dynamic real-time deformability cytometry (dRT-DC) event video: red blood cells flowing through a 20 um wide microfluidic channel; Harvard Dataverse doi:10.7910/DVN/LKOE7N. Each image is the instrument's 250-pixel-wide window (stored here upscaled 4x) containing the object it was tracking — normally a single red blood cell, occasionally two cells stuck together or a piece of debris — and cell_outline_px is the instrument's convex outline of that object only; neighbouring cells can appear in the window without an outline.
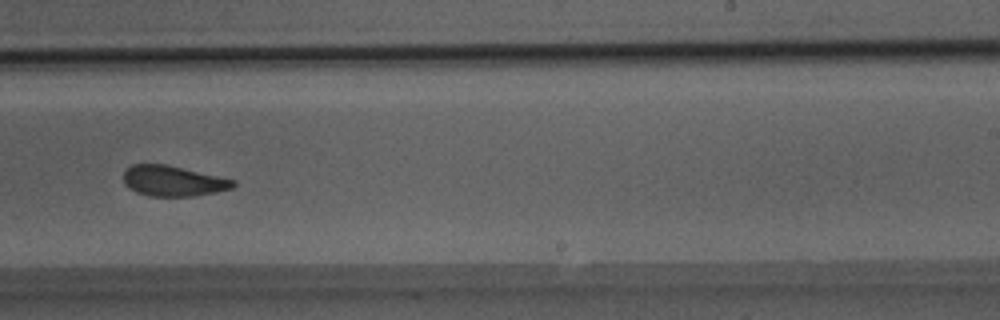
{"species": "Egyptian fruit bat (a non-hibernating species)", "species_latin": "Rousettus aegyptiacus", "temperature_condition": "room temperature", "stored_images_in_passage": 37, "camera_frame_rate_fps": 3000, "um_per_image_px": 0.085, "animal": {"sex": "male"}, "frame": {"image": 1, "passage_image": 18, "time_ms": 5.667, "image_size_px": [1000, 320], "cell_outline_px": [[236, 184], [232, 188], [216, 192], [192, 196], [148, 196], [136, 192], [128, 188], [124, 184], [124, 168], [132, 164], [168, 164], [236, 180]], "centroid_in_image_um": [14.69, 15.37], "position_along_channel_um": 274.3, "area_um2": 19.71}}
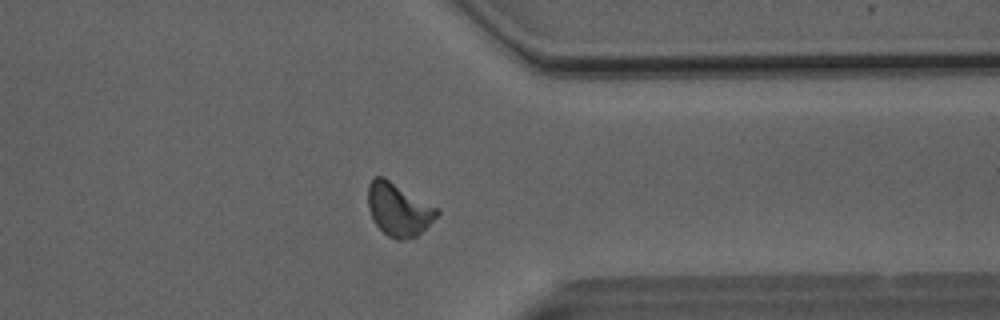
{"frame": {"image": 2, "passage_image": 26, "time_ms": 8.333, "image_size_px": [1000, 320], "cell_outline_px": [[440, 212], [416, 236], [404, 240], [396, 240], [388, 236], [376, 224], [368, 208], [368, 184], [372, 176], [384, 176], [440, 208]], "centroid_in_image_um": [33.87, 17.76], "position_along_channel_um": 377.5, "area_um2": 21.39}}
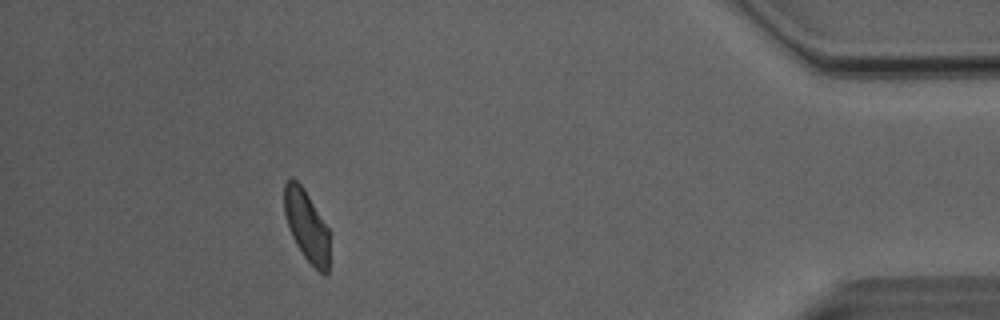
{"frame": {"image": 3, "passage_image": 32, "time_ms": 10.333, "image_size_px": [1000, 320], "cell_outline_px": [[328, 272], [324, 276], [304, 256], [296, 244], [292, 236], [284, 212], [284, 184], [292, 176], [304, 188], [328, 228]], "centroid_in_image_um": [26.04, 19.15], "position_along_channel_um": 409.2, "area_um2": 18.44}, "authors_computed_cell_mechanics": {"area_um2": 20.4612, "velocity_mm_per_s": 4.0518, "shape_relaxation_time_tau1_ms": 3.3639, "shape_relaxation_time_tau2_ms": 1.6542, "deformation_change_tau1": 0.1305, "deformation_change_tau2": 0.0917}}